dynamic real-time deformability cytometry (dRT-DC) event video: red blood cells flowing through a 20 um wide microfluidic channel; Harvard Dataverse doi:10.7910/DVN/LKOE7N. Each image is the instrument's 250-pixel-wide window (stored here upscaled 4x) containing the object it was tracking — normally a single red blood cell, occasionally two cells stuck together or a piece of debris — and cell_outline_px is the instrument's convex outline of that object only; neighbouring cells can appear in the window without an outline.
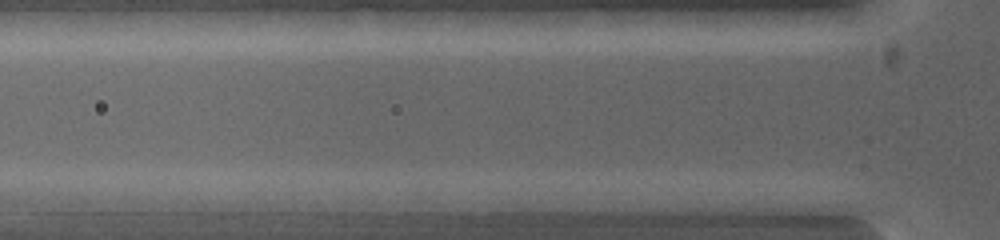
{"species": "common noctule bat (a hibernating species)", "species_latin": "Nyctalus noctula", "temperature_condition": "warm", "stored_images_in_passage": 3, "camera_frame_rate_fps": 5000, "um_per_image_px": 0.085, "animal": {"sex": "female", "body_mass_g": 19.0, "forearm_length_mm": 53.3}, "frame": {"image": 1, "passage_image": 3, "time_ms": 1.6, "image_size_px": [1000, 240], "cell_outline_px": [[752, 200], [724, 208], [652, 208], [628, 200], [640, 192], [736, 192]], "centroid_in_image_um": [58.57, 16.97], "position_along_channel_um": 67.2, "area_um2": 12.02}}